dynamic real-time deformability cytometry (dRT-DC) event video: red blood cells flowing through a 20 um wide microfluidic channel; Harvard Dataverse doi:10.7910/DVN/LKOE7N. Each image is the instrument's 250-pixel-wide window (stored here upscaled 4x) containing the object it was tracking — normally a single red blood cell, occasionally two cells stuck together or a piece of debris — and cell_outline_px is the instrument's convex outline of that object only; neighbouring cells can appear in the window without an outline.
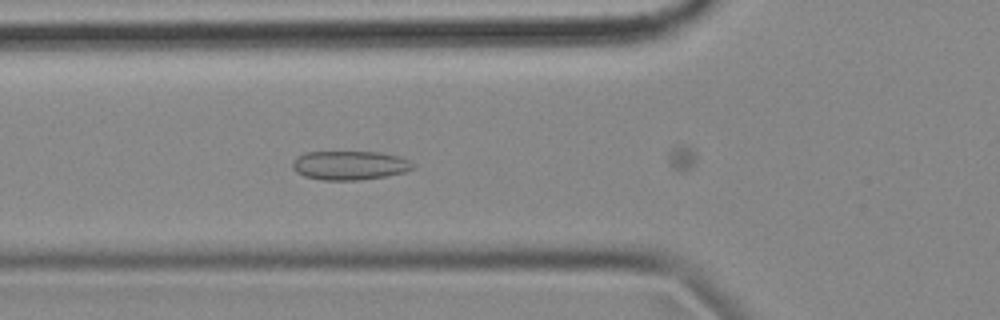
{"species": "common noctule bat (a hibernating species)", "species_latin": "Nyctalus noctula", "temperature_condition": "cold", "stored_images_in_passage": 35, "camera_frame_rate_fps": 3000, "um_per_image_px": 0.085, "animal": {"sex": "female", "body_mass_g": 18.4}, "frame": {"image": 1, "passage_image": 3, "time_ms": 0.667, "image_size_px": [1000, 320], "cell_outline_px": [[416, 164], [412, 168], [404, 172], [384, 176], [360, 180], [320, 180], [304, 176], [296, 172], [292, 168], [292, 160], [296, 156], [304, 152], [380, 152], [400, 156]], "centroid_in_image_um": [29.68, 14.05], "position_along_channel_um": 96.1, "area_um2": 20.52}}
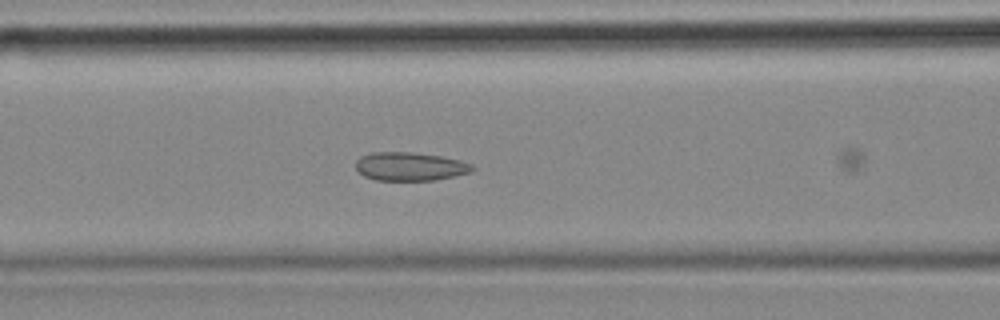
{"frame": {"image": 2, "passage_image": 6, "time_ms": 1.667, "image_size_px": [1000, 320], "cell_outline_px": [[476, 168], [472, 172], [436, 180], [376, 180], [364, 176], [356, 168], [356, 160], [360, 156], [372, 152], [412, 152], [440, 156], [460, 160], [472, 164]], "centroid_in_image_um": [34.87, 14.15], "position_along_channel_um": 131.7, "area_um2": 19.42}}
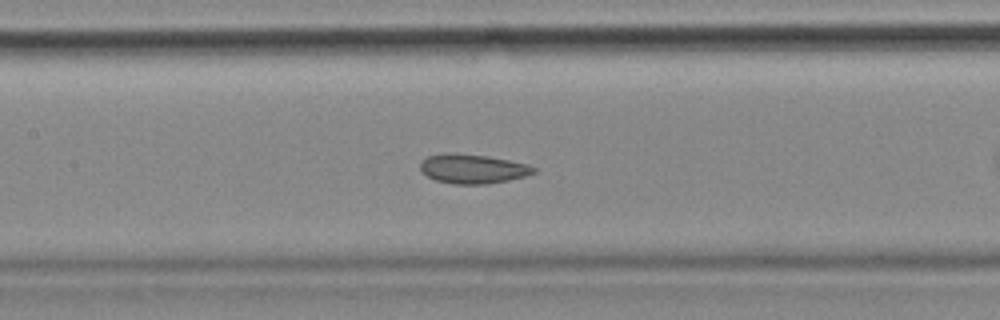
{"frame": {"image": 3, "passage_image": 9, "time_ms": 2.667, "image_size_px": [1000, 320], "cell_outline_px": [[536, 172], [524, 176], [508, 180], [488, 184], [452, 184], [436, 180], [428, 176], [420, 168], [420, 160], [428, 156], [488, 156], [528, 164], [536, 168]], "centroid_in_image_um": [40.24, 14.4], "position_along_channel_um": 167.2, "area_um2": 18.5}}